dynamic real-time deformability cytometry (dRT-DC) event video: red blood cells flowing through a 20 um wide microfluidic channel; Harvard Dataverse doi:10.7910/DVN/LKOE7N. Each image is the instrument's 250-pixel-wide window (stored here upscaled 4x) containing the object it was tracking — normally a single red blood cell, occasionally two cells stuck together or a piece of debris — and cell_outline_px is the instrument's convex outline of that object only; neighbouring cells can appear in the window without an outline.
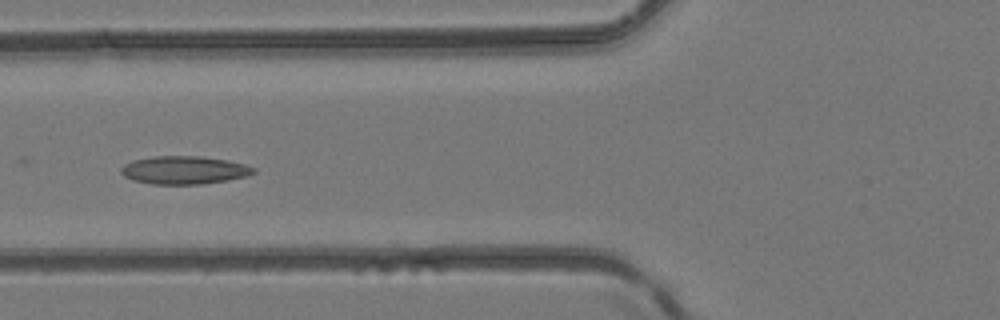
{"species": "common noctule bat (a hibernating species)", "species_latin": "Nyctalus noctula", "temperature_condition": "room temperature", "stored_images_in_passage": 7, "camera_frame_rate_fps": 3000, "um_per_image_px": 0.085, "animal": {"sex": "female", "body_mass_g": 24.6, "forearm_length_mm": 56.2}, "frame": {"image": 1, "passage_image": 6, "time_ms": 1.667, "image_size_px": [1000, 320], "cell_outline_px": [[256, 172], [248, 176], [200, 184], [152, 184], [132, 180], [124, 176], [120, 172], [120, 168], [124, 164], [132, 160], [152, 156], [200, 156], [228, 160], [244, 164], [256, 168]], "centroid_in_image_um": [15.63, 14.45], "position_along_channel_um": 110.2, "area_um2": 21.73}}
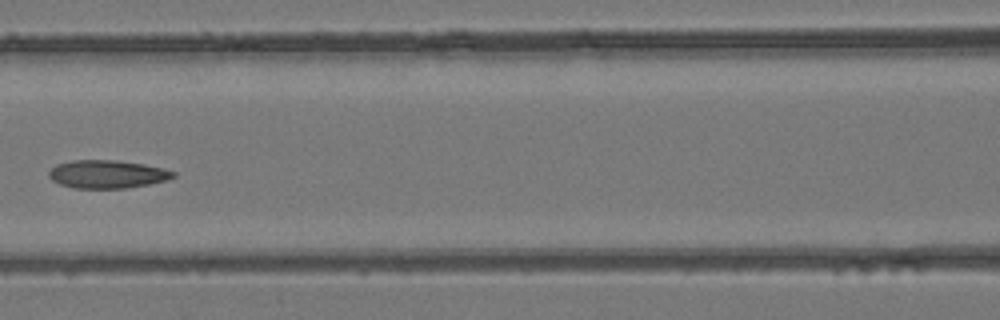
{"frame": {"image": 2, "passage_image": 7, "time_ms": 2.0, "image_size_px": [1000, 320], "cell_outline_px": [[176, 176], [168, 180], [148, 184], [124, 188], [72, 188], [60, 184], [52, 180], [48, 176], [48, 172], [56, 164], [72, 160], [116, 160], [144, 164], [164, 168], [176, 172]], "centroid_in_image_um": [9.12, 14.8], "position_along_channel_um": 157.5, "area_um2": 20.46}}